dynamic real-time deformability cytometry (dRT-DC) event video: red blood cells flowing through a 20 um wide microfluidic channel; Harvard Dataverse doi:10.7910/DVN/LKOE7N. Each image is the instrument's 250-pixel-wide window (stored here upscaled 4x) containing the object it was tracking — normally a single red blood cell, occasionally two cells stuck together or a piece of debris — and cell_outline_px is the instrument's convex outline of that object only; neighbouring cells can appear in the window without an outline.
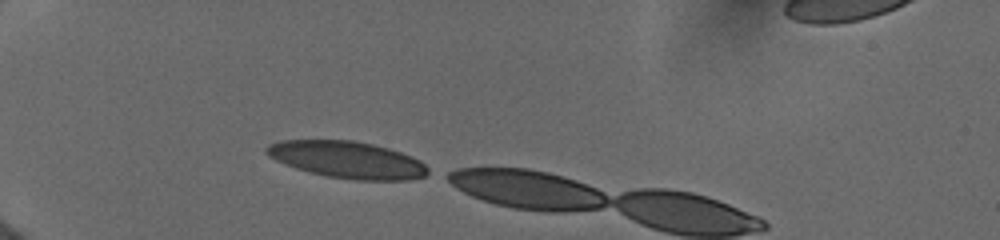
{"species": "human", "species_latin": "Homo sapiens", "temperature_condition": "cold", "stored_images_in_passage": 4, "camera_frame_rate_fps": 3000, "um_per_image_px": 0.085, "donor": {"sex": "female"}, "frame": {"image": 1, "passage_image": 1, "time_ms": 0.0, "image_size_px": [1000, 240], "cell_outline_px": [[432, 172], [424, 176], [408, 180], [356, 180], [328, 176], [296, 168], [276, 160], [268, 156], [264, 152], [264, 148], [268, 144], [280, 140], [352, 140], [372, 144], [388, 148], [400, 152], [420, 160]], "centroid_in_image_um": [29.51, 13.57], "position_along_channel_um": 55.5, "area_um2": 34.62}}